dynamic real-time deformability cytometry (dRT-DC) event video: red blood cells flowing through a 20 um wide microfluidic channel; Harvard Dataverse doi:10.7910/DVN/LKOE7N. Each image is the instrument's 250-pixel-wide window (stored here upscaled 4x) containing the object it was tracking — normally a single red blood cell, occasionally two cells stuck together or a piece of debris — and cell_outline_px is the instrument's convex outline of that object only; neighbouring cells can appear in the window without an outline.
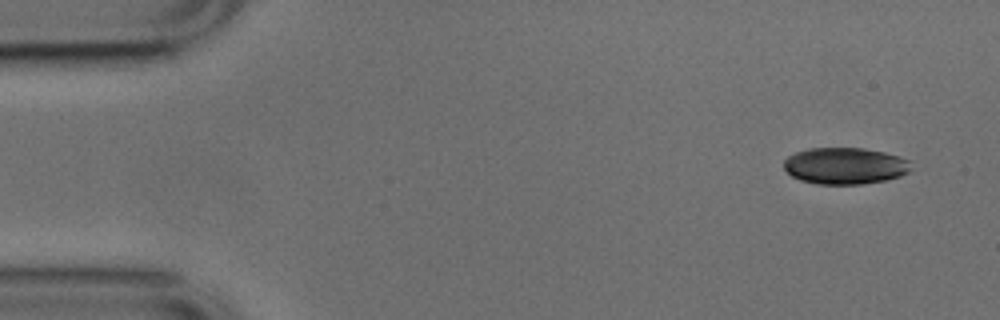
{"species": "common noctule bat (a hibernating species)", "species_latin": "Nyctalus noctula", "temperature_condition": "cold", "stored_images_in_passage": 3, "camera_frame_rate_fps": 3000, "um_per_image_px": 0.085, "animal": {"sex": "male", "body_mass_g": 17.9, "forearm_length_mm": 54.2}, "frame": {"image": 1, "passage_image": 1, "time_ms": 0.0, "image_size_px": [1000, 320], "cell_outline_px": [[912, 160], [908, 172], [900, 176], [888, 180], [860, 184], [816, 184], [800, 180], [792, 176], [784, 168], [784, 160], [788, 156], [796, 152], [808, 148], [864, 148], [884, 152], [900, 156]], "centroid_in_image_um": [71.84, 14.09], "position_along_channel_um": 13.2, "area_um2": 27.34}}